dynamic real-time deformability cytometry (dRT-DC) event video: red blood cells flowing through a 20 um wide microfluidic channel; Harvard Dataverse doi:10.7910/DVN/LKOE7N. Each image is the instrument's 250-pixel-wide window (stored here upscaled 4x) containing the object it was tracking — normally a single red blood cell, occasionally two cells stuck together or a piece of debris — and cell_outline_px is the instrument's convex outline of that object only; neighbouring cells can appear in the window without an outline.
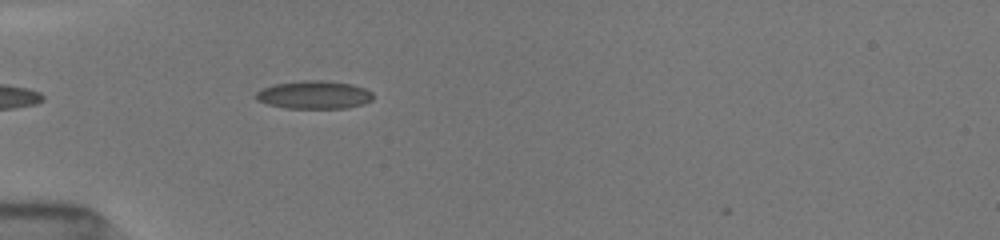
{"species": "common noctule bat (a hibernating species)", "species_latin": "Nyctalus noctula", "temperature_condition": "room temperature", "stored_images_in_passage": 3, "camera_frame_rate_fps": 3000, "um_per_image_px": 0.085, "animal": {"sex": "female", "body_mass_g": 19.5, "forearm_length_mm": 54.1}, "frame": {"image": 1, "passage_image": 2, "time_ms": 0.667, "image_size_px": [1000, 240], "cell_outline_px": [[372, 100], [364, 104], [344, 108], [288, 108], [268, 104], [256, 100], [256, 92], [272, 84], [300, 80], [324, 80], [352, 84], [364, 88], [372, 92]], "centroid_in_image_um": [26.7, 8.05], "position_along_channel_um": 58.3, "area_um2": 19.19}}